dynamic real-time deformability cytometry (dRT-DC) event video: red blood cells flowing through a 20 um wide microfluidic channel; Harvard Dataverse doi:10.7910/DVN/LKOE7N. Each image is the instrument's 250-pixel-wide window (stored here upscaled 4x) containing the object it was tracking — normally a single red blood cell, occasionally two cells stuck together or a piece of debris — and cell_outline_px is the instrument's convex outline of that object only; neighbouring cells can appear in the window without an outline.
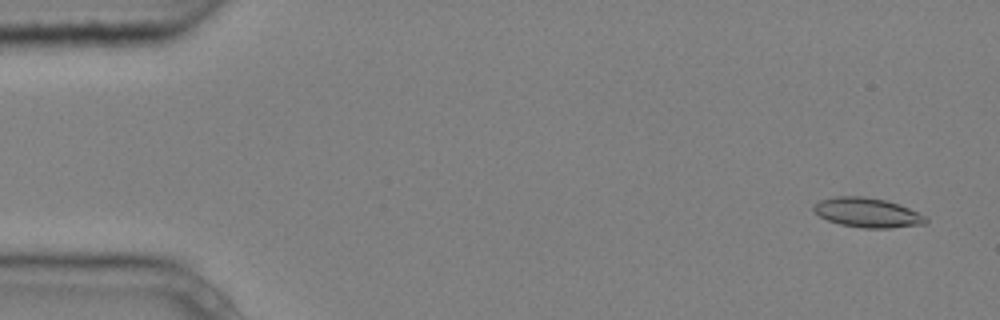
{"species": "common noctule bat (a hibernating species)", "species_latin": "Nyctalus noctula", "temperature_condition": "cold", "stored_images_in_passage": 4, "camera_frame_rate_fps": 3000, "um_per_image_px": 0.085, "animal": {"sex": "male", "body_mass_g": 20.4}, "frame": {"image": 1, "passage_image": 1, "time_ms": 0.0, "image_size_px": [1000, 320], "cell_outline_px": [[928, 220], [924, 224], [888, 228], [864, 228], [840, 224], [828, 220], [820, 216], [812, 208], [812, 204], [820, 200], [836, 196], [864, 196], [884, 200], [900, 204], [924, 216]], "centroid_in_image_um": [73.69, 18.06], "position_along_channel_um": 11.3, "area_um2": 19.13}}
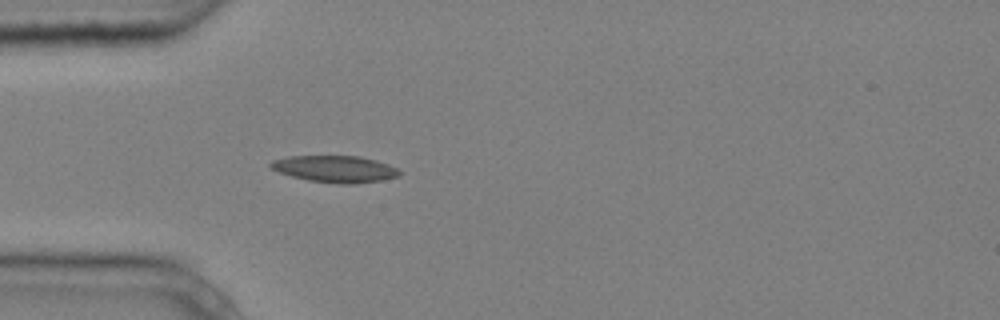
{"frame": {"image": 2, "passage_image": 4, "time_ms": 1.0, "image_size_px": [1000, 320], "cell_outline_px": [[400, 176], [380, 180], [356, 184], [340, 184], [308, 180], [292, 176], [280, 172], [272, 168], [268, 164], [272, 160], [288, 156], [360, 156], [376, 160], [388, 164], [396, 168], [400, 172]], "centroid_in_image_um": [28.48, 14.36], "position_along_channel_um": 56.5, "area_um2": 20.0}}